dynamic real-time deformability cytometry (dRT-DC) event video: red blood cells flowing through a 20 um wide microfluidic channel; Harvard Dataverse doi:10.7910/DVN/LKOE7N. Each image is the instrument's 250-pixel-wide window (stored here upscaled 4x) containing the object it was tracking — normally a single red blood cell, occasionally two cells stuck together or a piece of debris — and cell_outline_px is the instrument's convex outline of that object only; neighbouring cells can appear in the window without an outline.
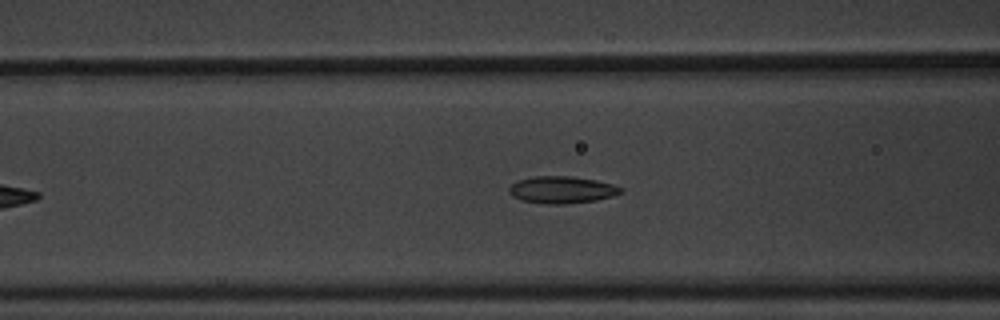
{"species": "common noctule bat (a hibernating species)", "species_latin": "Nyctalus noctula", "temperature_condition": "warm", "stored_images_in_passage": 38, "camera_frame_rate_fps": 3000, "um_per_image_px": 0.085, "animal": {"sex": "male", "body_mass_g": 20.1, "forearm_length_mm": 53.5}, "frame": {"image": 1, "passage_image": 18, "time_ms": 5.667, "image_size_px": [1000, 320], "cell_outline_px": [[624, 192], [616, 196], [596, 200], [564, 204], [548, 204], [520, 200], [512, 196], [508, 192], [508, 188], [512, 184], [520, 180], [532, 176], [572, 176], [596, 180], [612, 184], [624, 188]], "centroid_in_image_um": [47.79, 16.13], "position_along_channel_um": 118.8, "area_um2": 17.8}}
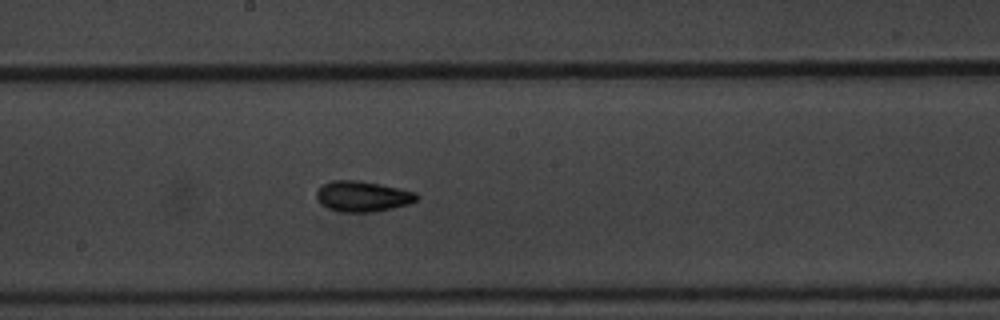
{"frame": {"image": 2, "passage_image": 27, "time_ms": 8.667, "image_size_px": [1000, 320], "cell_outline_px": [[420, 196], [416, 200], [408, 204], [376, 212], [340, 212], [328, 208], [320, 204], [316, 196], [316, 192], [324, 184], [332, 180], [356, 180], [380, 184], [400, 188], [416, 192]], "centroid_in_image_um": [30.83, 16.69], "position_along_channel_um": 217.4, "area_um2": 17.92}}
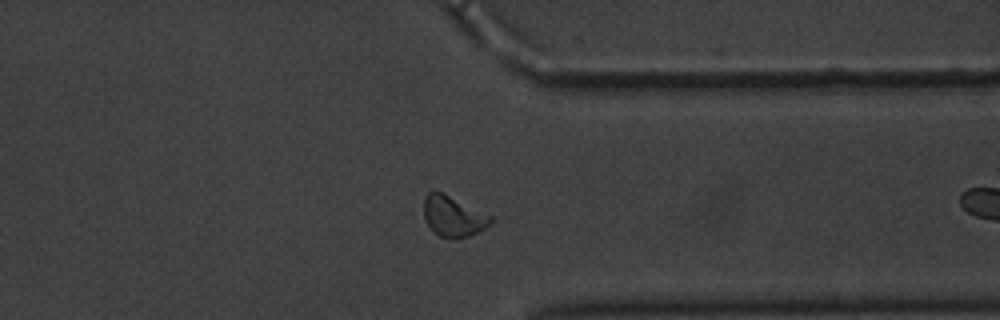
{"frame": {"image": 3, "passage_image": 37, "time_ms": 12.0, "image_size_px": [1000, 320], "cell_outline_px": [[492, 220], [484, 228], [468, 236], [456, 240], [440, 236], [428, 224], [424, 216], [424, 196], [428, 192], [444, 192], [492, 216]], "centroid_in_image_um": [38.51, 18.37], "position_along_channel_um": 372.9, "area_um2": 15.66}}